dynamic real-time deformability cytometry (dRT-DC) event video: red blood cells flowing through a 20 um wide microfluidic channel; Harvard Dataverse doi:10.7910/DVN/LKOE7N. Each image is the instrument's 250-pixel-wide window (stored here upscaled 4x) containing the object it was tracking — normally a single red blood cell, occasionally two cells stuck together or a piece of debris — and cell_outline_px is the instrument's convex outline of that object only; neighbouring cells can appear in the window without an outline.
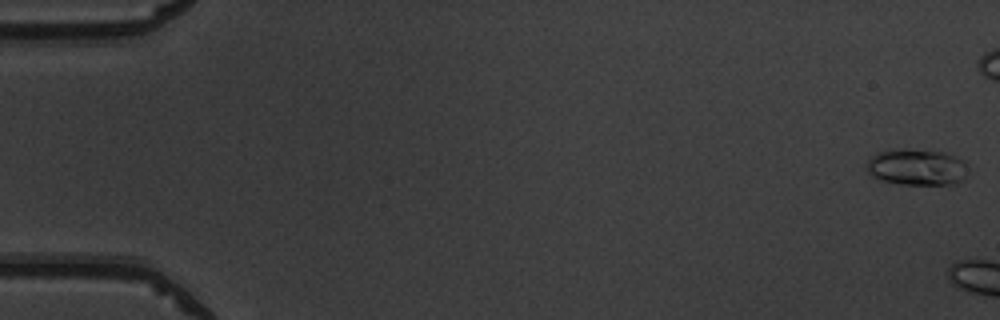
{"species": "common noctule bat (a hibernating species)", "species_latin": "Nyctalus noctula", "temperature_condition": "warm", "stored_images_in_passage": 4, "camera_frame_rate_fps": 3000, "um_per_image_px": 0.085, "animal": {"sex": "male", "body_mass_g": 19.5, "forearm_length_mm": 54.6}, "frame": {"image": 1, "passage_image": 1, "time_ms": 0.0, "image_size_px": [1000, 320], "cell_outline_px": [[964, 180], [956, 184], [900, 184], [880, 180], [872, 176], [864, 168], [868, 160], [872, 156], [880, 152], [948, 152], [964, 160]], "centroid_in_image_um": [77.92, 14.26], "position_along_channel_um": 7.1, "area_um2": 20.58}}